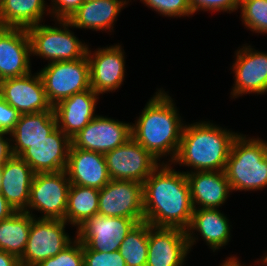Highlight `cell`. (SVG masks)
Returning <instances> with one entry per match:
<instances>
[{
  "instance_id": "6da1fadb",
  "label": "cell",
  "mask_w": 267,
  "mask_h": 266,
  "mask_svg": "<svg viewBox=\"0 0 267 266\" xmlns=\"http://www.w3.org/2000/svg\"><path fill=\"white\" fill-rule=\"evenodd\" d=\"M161 163L142 184L144 221L156 227L186 230L193 205L186 174Z\"/></svg>"
},
{
  "instance_id": "7a4b0ae2",
  "label": "cell",
  "mask_w": 267,
  "mask_h": 266,
  "mask_svg": "<svg viewBox=\"0 0 267 266\" xmlns=\"http://www.w3.org/2000/svg\"><path fill=\"white\" fill-rule=\"evenodd\" d=\"M159 89L147 102L138 120L131 124V137L159 163H172L180 147L185 123L172 97ZM168 155V161L160 162L163 156Z\"/></svg>"
},
{
  "instance_id": "3957f363",
  "label": "cell",
  "mask_w": 267,
  "mask_h": 266,
  "mask_svg": "<svg viewBox=\"0 0 267 266\" xmlns=\"http://www.w3.org/2000/svg\"><path fill=\"white\" fill-rule=\"evenodd\" d=\"M238 134L210 121L185 123L178 153L171 164L192 167L185 174L224 171L232 143Z\"/></svg>"
},
{
  "instance_id": "277c9868",
  "label": "cell",
  "mask_w": 267,
  "mask_h": 266,
  "mask_svg": "<svg viewBox=\"0 0 267 266\" xmlns=\"http://www.w3.org/2000/svg\"><path fill=\"white\" fill-rule=\"evenodd\" d=\"M232 191H257L267 187V141L239 133L224 170Z\"/></svg>"
},
{
  "instance_id": "5b68a950",
  "label": "cell",
  "mask_w": 267,
  "mask_h": 266,
  "mask_svg": "<svg viewBox=\"0 0 267 266\" xmlns=\"http://www.w3.org/2000/svg\"><path fill=\"white\" fill-rule=\"evenodd\" d=\"M60 26L42 25L27 29L31 55L39 56L52 62L73 61L87 55L88 45L79 40L69 29L72 24L68 20H55Z\"/></svg>"
},
{
  "instance_id": "8992f818",
  "label": "cell",
  "mask_w": 267,
  "mask_h": 266,
  "mask_svg": "<svg viewBox=\"0 0 267 266\" xmlns=\"http://www.w3.org/2000/svg\"><path fill=\"white\" fill-rule=\"evenodd\" d=\"M41 69L39 74L52 107L65 98L91 88L87 55L73 61L48 62Z\"/></svg>"
},
{
  "instance_id": "52a82bcc",
  "label": "cell",
  "mask_w": 267,
  "mask_h": 266,
  "mask_svg": "<svg viewBox=\"0 0 267 266\" xmlns=\"http://www.w3.org/2000/svg\"><path fill=\"white\" fill-rule=\"evenodd\" d=\"M70 181L65 170L59 172L36 173L30 188V199L26 211L31 216L33 210L42 215L37 219L65 220Z\"/></svg>"
},
{
  "instance_id": "ba28073f",
  "label": "cell",
  "mask_w": 267,
  "mask_h": 266,
  "mask_svg": "<svg viewBox=\"0 0 267 266\" xmlns=\"http://www.w3.org/2000/svg\"><path fill=\"white\" fill-rule=\"evenodd\" d=\"M66 225L65 220L34 218L20 266H37L66 248L74 239L65 232Z\"/></svg>"
},
{
  "instance_id": "9c48e42d",
  "label": "cell",
  "mask_w": 267,
  "mask_h": 266,
  "mask_svg": "<svg viewBox=\"0 0 267 266\" xmlns=\"http://www.w3.org/2000/svg\"><path fill=\"white\" fill-rule=\"evenodd\" d=\"M104 157L111 180H130L141 184L161 164L132 137L105 153Z\"/></svg>"
},
{
  "instance_id": "30bf717a",
  "label": "cell",
  "mask_w": 267,
  "mask_h": 266,
  "mask_svg": "<svg viewBox=\"0 0 267 266\" xmlns=\"http://www.w3.org/2000/svg\"><path fill=\"white\" fill-rule=\"evenodd\" d=\"M137 223L135 219L96 214L77 228L75 236L90 250L110 253L119 250Z\"/></svg>"
},
{
  "instance_id": "8fae6325",
  "label": "cell",
  "mask_w": 267,
  "mask_h": 266,
  "mask_svg": "<svg viewBox=\"0 0 267 266\" xmlns=\"http://www.w3.org/2000/svg\"><path fill=\"white\" fill-rule=\"evenodd\" d=\"M98 214L143 222L142 184L130 180H110L99 190Z\"/></svg>"
},
{
  "instance_id": "7c38bea8",
  "label": "cell",
  "mask_w": 267,
  "mask_h": 266,
  "mask_svg": "<svg viewBox=\"0 0 267 266\" xmlns=\"http://www.w3.org/2000/svg\"><path fill=\"white\" fill-rule=\"evenodd\" d=\"M131 137V123L97 115L71 138V146L105 154Z\"/></svg>"
},
{
  "instance_id": "4fadbf2b",
  "label": "cell",
  "mask_w": 267,
  "mask_h": 266,
  "mask_svg": "<svg viewBox=\"0 0 267 266\" xmlns=\"http://www.w3.org/2000/svg\"><path fill=\"white\" fill-rule=\"evenodd\" d=\"M118 45L87 49L89 62L90 87L98 95L117 90L125 80L124 49ZM94 52V53H93Z\"/></svg>"
},
{
  "instance_id": "5bb4252c",
  "label": "cell",
  "mask_w": 267,
  "mask_h": 266,
  "mask_svg": "<svg viewBox=\"0 0 267 266\" xmlns=\"http://www.w3.org/2000/svg\"><path fill=\"white\" fill-rule=\"evenodd\" d=\"M247 45L236 50L231 67L235 81L230 95L234 99L243 94L262 95L267 92V53Z\"/></svg>"
},
{
  "instance_id": "9a60e30c",
  "label": "cell",
  "mask_w": 267,
  "mask_h": 266,
  "mask_svg": "<svg viewBox=\"0 0 267 266\" xmlns=\"http://www.w3.org/2000/svg\"><path fill=\"white\" fill-rule=\"evenodd\" d=\"M0 95L20 114L54 111L39 72L0 81Z\"/></svg>"
},
{
  "instance_id": "2e32d148",
  "label": "cell",
  "mask_w": 267,
  "mask_h": 266,
  "mask_svg": "<svg viewBox=\"0 0 267 266\" xmlns=\"http://www.w3.org/2000/svg\"><path fill=\"white\" fill-rule=\"evenodd\" d=\"M189 253L186 230L149 224L146 266H183Z\"/></svg>"
},
{
  "instance_id": "e0dca14e",
  "label": "cell",
  "mask_w": 267,
  "mask_h": 266,
  "mask_svg": "<svg viewBox=\"0 0 267 266\" xmlns=\"http://www.w3.org/2000/svg\"><path fill=\"white\" fill-rule=\"evenodd\" d=\"M71 139L58 127L45 139L32 143L20 157L35 173L66 170Z\"/></svg>"
},
{
  "instance_id": "ac0fdd59",
  "label": "cell",
  "mask_w": 267,
  "mask_h": 266,
  "mask_svg": "<svg viewBox=\"0 0 267 266\" xmlns=\"http://www.w3.org/2000/svg\"><path fill=\"white\" fill-rule=\"evenodd\" d=\"M27 29L0 27V81L31 72Z\"/></svg>"
},
{
  "instance_id": "d6986e66",
  "label": "cell",
  "mask_w": 267,
  "mask_h": 266,
  "mask_svg": "<svg viewBox=\"0 0 267 266\" xmlns=\"http://www.w3.org/2000/svg\"><path fill=\"white\" fill-rule=\"evenodd\" d=\"M98 96L90 88L61 100L53 107L58 128L70 139L97 116Z\"/></svg>"
},
{
  "instance_id": "ffe728a7",
  "label": "cell",
  "mask_w": 267,
  "mask_h": 266,
  "mask_svg": "<svg viewBox=\"0 0 267 266\" xmlns=\"http://www.w3.org/2000/svg\"><path fill=\"white\" fill-rule=\"evenodd\" d=\"M194 209H219L233 192L224 171L186 173Z\"/></svg>"
},
{
  "instance_id": "44dd1931",
  "label": "cell",
  "mask_w": 267,
  "mask_h": 266,
  "mask_svg": "<svg viewBox=\"0 0 267 266\" xmlns=\"http://www.w3.org/2000/svg\"><path fill=\"white\" fill-rule=\"evenodd\" d=\"M66 173L70 184L102 189L111 179L104 154L70 147Z\"/></svg>"
},
{
  "instance_id": "7402d4cb",
  "label": "cell",
  "mask_w": 267,
  "mask_h": 266,
  "mask_svg": "<svg viewBox=\"0 0 267 266\" xmlns=\"http://www.w3.org/2000/svg\"><path fill=\"white\" fill-rule=\"evenodd\" d=\"M230 227L228 217L219 209H194L190 225L186 229L190 251L198 240L195 231L201 234L203 241L215 252L230 242Z\"/></svg>"
},
{
  "instance_id": "603a6c76",
  "label": "cell",
  "mask_w": 267,
  "mask_h": 266,
  "mask_svg": "<svg viewBox=\"0 0 267 266\" xmlns=\"http://www.w3.org/2000/svg\"><path fill=\"white\" fill-rule=\"evenodd\" d=\"M0 193L15 211H26L35 172L20 157L12 156L1 168Z\"/></svg>"
},
{
  "instance_id": "cb8c5ba5",
  "label": "cell",
  "mask_w": 267,
  "mask_h": 266,
  "mask_svg": "<svg viewBox=\"0 0 267 266\" xmlns=\"http://www.w3.org/2000/svg\"><path fill=\"white\" fill-rule=\"evenodd\" d=\"M57 127L54 111L21 114L8 136L11 137L12 154L20 156L32 143L45 139Z\"/></svg>"
},
{
  "instance_id": "d4e9b609",
  "label": "cell",
  "mask_w": 267,
  "mask_h": 266,
  "mask_svg": "<svg viewBox=\"0 0 267 266\" xmlns=\"http://www.w3.org/2000/svg\"><path fill=\"white\" fill-rule=\"evenodd\" d=\"M129 0L85 1L68 20L73 28L112 32L114 22Z\"/></svg>"
},
{
  "instance_id": "484cf974",
  "label": "cell",
  "mask_w": 267,
  "mask_h": 266,
  "mask_svg": "<svg viewBox=\"0 0 267 266\" xmlns=\"http://www.w3.org/2000/svg\"><path fill=\"white\" fill-rule=\"evenodd\" d=\"M47 7L45 0H2L0 27L28 29L38 25L46 13L50 15Z\"/></svg>"
},
{
  "instance_id": "4316f807",
  "label": "cell",
  "mask_w": 267,
  "mask_h": 266,
  "mask_svg": "<svg viewBox=\"0 0 267 266\" xmlns=\"http://www.w3.org/2000/svg\"><path fill=\"white\" fill-rule=\"evenodd\" d=\"M35 217L25 211H16L8 219L0 221V250L19 259L25 250Z\"/></svg>"
},
{
  "instance_id": "83f0119b",
  "label": "cell",
  "mask_w": 267,
  "mask_h": 266,
  "mask_svg": "<svg viewBox=\"0 0 267 266\" xmlns=\"http://www.w3.org/2000/svg\"><path fill=\"white\" fill-rule=\"evenodd\" d=\"M67 200L65 221L73 227L98 214L99 189L70 184Z\"/></svg>"
},
{
  "instance_id": "f1b7e54d",
  "label": "cell",
  "mask_w": 267,
  "mask_h": 266,
  "mask_svg": "<svg viewBox=\"0 0 267 266\" xmlns=\"http://www.w3.org/2000/svg\"><path fill=\"white\" fill-rule=\"evenodd\" d=\"M149 223H137L126 235L119 247V253L126 266H146L148 257Z\"/></svg>"
},
{
  "instance_id": "f546056e",
  "label": "cell",
  "mask_w": 267,
  "mask_h": 266,
  "mask_svg": "<svg viewBox=\"0 0 267 266\" xmlns=\"http://www.w3.org/2000/svg\"><path fill=\"white\" fill-rule=\"evenodd\" d=\"M241 21L255 33L267 34V0H240Z\"/></svg>"
},
{
  "instance_id": "4dcf8cb0",
  "label": "cell",
  "mask_w": 267,
  "mask_h": 266,
  "mask_svg": "<svg viewBox=\"0 0 267 266\" xmlns=\"http://www.w3.org/2000/svg\"><path fill=\"white\" fill-rule=\"evenodd\" d=\"M37 266H84L82 243L75 237L56 256L40 262Z\"/></svg>"
},
{
  "instance_id": "1f68e13d",
  "label": "cell",
  "mask_w": 267,
  "mask_h": 266,
  "mask_svg": "<svg viewBox=\"0 0 267 266\" xmlns=\"http://www.w3.org/2000/svg\"><path fill=\"white\" fill-rule=\"evenodd\" d=\"M147 7L165 17H186L192 14L189 0H140Z\"/></svg>"
},
{
  "instance_id": "d6a6232c",
  "label": "cell",
  "mask_w": 267,
  "mask_h": 266,
  "mask_svg": "<svg viewBox=\"0 0 267 266\" xmlns=\"http://www.w3.org/2000/svg\"><path fill=\"white\" fill-rule=\"evenodd\" d=\"M82 247L84 266H126L119 251L108 253L90 250L85 244Z\"/></svg>"
},
{
  "instance_id": "836d02e7",
  "label": "cell",
  "mask_w": 267,
  "mask_h": 266,
  "mask_svg": "<svg viewBox=\"0 0 267 266\" xmlns=\"http://www.w3.org/2000/svg\"><path fill=\"white\" fill-rule=\"evenodd\" d=\"M192 14L197 11L235 12L240 8V0H189Z\"/></svg>"
},
{
  "instance_id": "e575fe53",
  "label": "cell",
  "mask_w": 267,
  "mask_h": 266,
  "mask_svg": "<svg viewBox=\"0 0 267 266\" xmlns=\"http://www.w3.org/2000/svg\"><path fill=\"white\" fill-rule=\"evenodd\" d=\"M47 8L53 20H69L85 0H51Z\"/></svg>"
},
{
  "instance_id": "d590c367",
  "label": "cell",
  "mask_w": 267,
  "mask_h": 266,
  "mask_svg": "<svg viewBox=\"0 0 267 266\" xmlns=\"http://www.w3.org/2000/svg\"><path fill=\"white\" fill-rule=\"evenodd\" d=\"M20 113L0 95V132L11 133L19 120Z\"/></svg>"
},
{
  "instance_id": "8d00e7d4",
  "label": "cell",
  "mask_w": 267,
  "mask_h": 266,
  "mask_svg": "<svg viewBox=\"0 0 267 266\" xmlns=\"http://www.w3.org/2000/svg\"><path fill=\"white\" fill-rule=\"evenodd\" d=\"M9 133L0 132V168L13 156L11 150V138L5 137Z\"/></svg>"
},
{
  "instance_id": "74e56055",
  "label": "cell",
  "mask_w": 267,
  "mask_h": 266,
  "mask_svg": "<svg viewBox=\"0 0 267 266\" xmlns=\"http://www.w3.org/2000/svg\"><path fill=\"white\" fill-rule=\"evenodd\" d=\"M16 211L0 193V221L11 217Z\"/></svg>"
},
{
  "instance_id": "f35d334b",
  "label": "cell",
  "mask_w": 267,
  "mask_h": 266,
  "mask_svg": "<svg viewBox=\"0 0 267 266\" xmlns=\"http://www.w3.org/2000/svg\"><path fill=\"white\" fill-rule=\"evenodd\" d=\"M0 266H20V262L15 255L0 250Z\"/></svg>"
},
{
  "instance_id": "ab89813d",
  "label": "cell",
  "mask_w": 267,
  "mask_h": 266,
  "mask_svg": "<svg viewBox=\"0 0 267 266\" xmlns=\"http://www.w3.org/2000/svg\"><path fill=\"white\" fill-rule=\"evenodd\" d=\"M260 262H261L262 266H264V257L262 260L260 259ZM220 266H243V265H241L239 258L234 255L231 257H227V259L225 258V261L223 263H221Z\"/></svg>"
},
{
  "instance_id": "60d3db41",
  "label": "cell",
  "mask_w": 267,
  "mask_h": 266,
  "mask_svg": "<svg viewBox=\"0 0 267 266\" xmlns=\"http://www.w3.org/2000/svg\"><path fill=\"white\" fill-rule=\"evenodd\" d=\"M264 265L267 266V254L264 256Z\"/></svg>"
},
{
  "instance_id": "b9f144b4",
  "label": "cell",
  "mask_w": 267,
  "mask_h": 266,
  "mask_svg": "<svg viewBox=\"0 0 267 266\" xmlns=\"http://www.w3.org/2000/svg\"><path fill=\"white\" fill-rule=\"evenodd\" d=\"M1 181H2V172H1V168H0V189H1Z\"/></svg>"
}]
</instances>
